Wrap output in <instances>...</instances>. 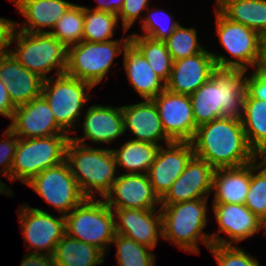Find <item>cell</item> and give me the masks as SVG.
I'll return each instance as SVG.
<instances>
[{
	"instance_id": "25",
	"label": "cell",
	"mask_w": 266,
	"mask_h": 266,
	"mask_svg": "<svg viewBox=\"0 0 266 266\" xmlns=\"http://www.w3.org/2000/svg\"><path fill=\"white\" fill-rule=\"evenodd\" d=\"M251 180V163L214 169L212 203L245 204Z\"/></svg>"
},
{
	"instance_id": "42",
	"label": "cell",
	"mask_w": 266,
	"mask_h": 266,
	"mask_svg": "<svg viewBox=\"0 0 266 266\" xmlns=\"http://www.w3.org/2000/svg\"><path fill=\"white\" fill-rule=\"evenodd\" d=\"M19 266H55V263L52 255L26 252Z\"/></svg>"
},
{
	"instance_id": "38",
	"label": "cell",
	"mask_w": 266,
	"mask_h": 266,
	"mask_svg": "<svg viewBox=\"0 0 266 266\" xmlns=\"http://www.w3.org/2000/svg\"><path fill=\"white\" fill-rule=\"evenodd\" d=\"M208 250L218 266H261L257 258L239 245L213 244Z\"/></svg>"
},
{
	"instance_id": "36",
	"label": "cell",
	"mask_w": 266,
	"mask_h": 266,
	"mask_svg": "<svg viewBox=\"0 0 266 266\" xmlns=\"http://www.w3.org/2000/svg\"><path fill=\"white\" fill-rule=\"evenodd\" d=\"M164 43L173 61L196 55L205 49L198 38L196 27L182 24L177 26Z\"/></svg>"
},
{
	"instance_id": "13",
	"label": "cell",
	"mask_w": 266,
	"mask_h": 266,
	"mask_svg": "<svg viewBox=\"0 0 266 266\" xmlns=\"http://www.w3.org/2000/svg\"><path fill=\"white\" fill-rule=\"evenodd\" d=\"M211 208L218 225V232L210 234L212 245H238L262 230L266 237V224L244 204L212 203ZM221 233L228 237H220Z\"/></svg>"
},
{
	"instance_id": "28",
	"label": "cell",
	"mask_w": 266,
	"mask_h": 266,
	"mask_svg": "<svg viewBox=\"0 0 266 266\" xmlns=\"http://www.w3.org/2000/svg\"><path fill=\"white\" fill-rule=\"evenodd\" d=\"M160 145L134 141L128 138L120 147L111 148L117 169L124 174H147L154 163Z\"/></svg>"
},
{
	"instance_id": "31",
	"label": "cell",
	"mask_w": 266,
	"mask_h": 266,
	"mask_svg": "<svg viewBox=\"0 0 266 266\" xmlns=\"http://www.w3.org/2000/svg\"><path fill=\"white\" fill-rule=\"evenodd\" d=\"M130 43L145 57L153 71L166 83L171 75L173 60L164 41L142 35H130Z\"/></svg>"
},
{
	"instance_id": "39",
	"label": "cell",
	"mask_w": 266,
	"mask_h": 266,
	"mask_svg": "<svg viewBox=\"0 0 266 266\" xmlns=\"http://www.w3.org/2000/svg\"><path fill=\"white\" fill-rule=\"evenodd\" d=\"M150 2L151 0H124L122 8L117 14L124 35L135 25L136 20L140 19L141 23L143 12L148 9Z\"/></svg>"
},
{
	"instance_id": "16",
	"label": "cell",
	"mask_w": 266,
	"mask_h": 266,
	"mask_svg": "<svg viewBox=\"0 0 266 266\" xmlns=\"http://www.w3.org/2000/svg\"><path fill=\"white\" fill-rule=\"evenodd\" d=\"M117 180L104 197L113 209H160L161 199L154 192L147 174H124L118 171Z\"/></svg>"
},
{
	"instance_id": "11",
	"label": "cell",
	"mask_w": 266,
	"mask_h": 266,
	"mask_svg": "<svg viewBox=\"0 0 266 266\" xmlns=\"http://www.w3.org/2000/svg\"><path fill=\"white\" fill-rule=\"evenodd\" d=\"M17 212L26 251L53 255L57 243L66 234L65 216H54L48 210L31 207L27 203L20 205Z\"/></svg>"
},
{
	"instance_id": "21",
	"label": "cell",
	"mask_w": 266,
	"mask_h": 266,
	"mask_svg": "<svg viewBox=\"0 0 266 266\" xmlns=\"http://www.w3.org/2000/svg\"><path fill=\"white\" fill-rule=\"evenodd\" d=\"M124 131L131 133V140L166 145L173 142L165 133L157 106L152 99L121 105Z\"/></svg>"
},
{
	"instance_id": "40",
	"label": "cell",
	"mask_w": 266,
	"mask_h": 266,
	"mask_svg": "<svg viewBox=\"0 0 266 266\" xmlns=\"http://www.w3.org/2000/svg\"><path fill=\"white\" fill-rule=\"evenodd\" d=\"M0 140V174L11 182V168L18 144V137L7 127Z\"/></svg>"
},
{
	"instance_id": "19",
	"label": "cell",
	"mask_w": 266,
	"mask_h": 266,
	"mask_svg": "<svg viewBox=\"0 0 266 266\" xmlns=\"http://www.w3.org/2000/svg\"><path fill=\"white\" fill-rule=\"evenodd\" d=\"M115 232L155 249L162 238L160 209H113Z\"/></svg>"
},
{
	"instance_id": "20",
	"label": "cell",
	"mask_w": 266,
	"mask_h": 266,
	"mask_svg": "<svg viewBox=\"0 0 266 266\" xmlns=\"http://www.w3.org/2000/svg\"><path fill=\"white\" fill-rule=\"evenodd\" d=\"M214 168L205 160L193 156L183 173L174 181L171 188L161 198V205L200 198H209L212 191Z\"/></svg>"
},
{
	"instance_id": "29",
	"label": "cell",
	"mask_w": 266,
	"mask_h": 266,
	"mask_svg": "<svg viewBox=\"0 0 266 266\" xmlns=\"http://www.w3.org/2000/svg\"><path fill=\"white\" fill-rule=\"evenodd\" d=\"M52 256L55 266H99L106 259V255L96 246L67 234L57 243Z\"/></svg>"
},
{
	"instance_id": "3",
	"label": "cell",
	"mask_w": 266,
	"mask_h": 266,
	"mask_svg": "<svg viewBox=\"0 0 266 266\" xmlns=\"http://www.w3.org/2000/svg\"><path fill=\"white\" fill-rule=\"evenodd\" d=\"M209 198L160 205L162 238L188 254H199L200 243L207 249L212 246L211 233L204 231L208 225Z\"/></svg>"
},
{
	"instance_id": "33",
	"label": "cell",
	"mask_w": 266,
	"mask_h": 266,
	"mask_svg": "<svg viewBox=\"0 0 266 266\" xmlns=\"http://www.w3.org/2000/svg\"><path fill=\"white\" fill-rule=\"evenodd\" d=\"M116 245L117 266H156L153 249L135 242L123 235L116 234L111 246Z\"/></svg>"
},
{
	"instance_id": "48",
	"label": "cell",
	"mask_w": 266,
	"mask_h": 266,
	"mask_svg": "<svg viewBox=\"0 0 266 266\" xmlns=\"http://www.w3.org/2000/svg\"><path fill=\"white\" fill-rule=\"evenodd\" d=\"M257 159L266 166V147L257 155Z\"/></svg>"
},
{
	"instance_id": "4",
	"label": "cell",
	"mask_w": 266,
	"mask_h": 266,
	"mask_svg": "<svg viewBox=\"0 0 266 266\" xmlns=\"http://www.w3.org/2000/svg\"><path fill=\"white\" fill-rule=\"evenodd\" d=\"M65 160L85 198L104 199L117 180L119 169L111 148L85 146L69 139Z\"/></svg>"
},
{
	"instance_id": "14",
	"label": "cell",
	"mask_w": 266,
	"mask_h": 266,
	"mask_svg": "<svg viewBox=\"0 0 266 266\" xmlns=\"http://www.w3.org/2000/svg\"><path fill=\"white\" fill-rule=\"evenodd\" d=\"M83 121L77 127L83 128L81 136H72L70 139L85 145L92 146L86 143L90 140L92 144H113L122 136H125L124 119L122 114V107L93 104L85 110L84 115L81 116Z\"/></svg>"
},
{
	"instance_id": "43",
	"label": "cell",
	"mask_w": 266,
	"mask_h": 266,
	"mask_svg": "<svg viewBox=\"0 0 266 266\" xmlns=\"http://www.w3.org/2000/svg\"><path fill=\"white\" fill-rule=\"evenodd\" d=\"M15 109L16 107L9 97L7 86L0 79V115L11 120Z\"/></svg>"
},
{
	"instance_id": "6",
	"label": "cell",
	"mask_w": 266,
	"mask_h": 266,
	"mask_svg": "<svg viewBox=\"0 0 266 266\" xmlns=\"http://www.w3.org/2000/svg\"><path fill=\"white\" fill-rule=\"evenodd\" d=\"M215 35L226 54H211L217 69L253 70L260 59L262 37L253 29L226 18L216 7ZM227 55V56H226ZM229 56V57H228ZM231 56V57H230Z\"/></svg>"
},
{
	"instance_id": "32",
	"label": "cell",
	"mask_w": 266,
	"mask_h": 266,
	"mask_svg": "<svg viewBox=\"0 0 266 266\" xmlns=\"http://www.w3.org/2000/svg\"><path fill=\"white\" fill-rule=\"evenodd\" d=\"M120 26L116 14L92 10L84 5L83 41H111L115 37V30Z\"/></svg>"
},
{
	"instance_id": "24",
	"label": "cell",
	"mask_w": 266,
	"mask_h": 266,
	"mask_svg": "<svg viewBox=\"0 0 266 266\" xmlns=\"http://www.w3.org/2000/svg\"><path fill=\"white\" fill-rule=\"evenodd\" d=\"M10 1L26 21H14V28L28 33H50L61 16L74 4L66 0Z\"/></svg>"
},
{
	"instance_id": "18",
	"label": "cell",
	"mask_w": 266,
	"mask_h": 266,
	"mask_svg": "<svg viewBox=\"0 0 266 266\" xmlns=\"http://www.w3.org/2000/svg\"><path fill=\"white\" fill-rule=\"evenodd\" d=\"M8 128L18 138H38L67 134L56 122L50 106L40 96L16 107Z\"/></svg>"
},
{
	"instance_id": "12",
	"label": "cell",
	"mask_w": 266,
	"mask_h": 266,
	"mask_svg": "<svg viewBox=\"0 0 266 266\" xmlns=\"http://www.w3.org/2000/svg\"><path fill=\"white\" fill-rule=\"evenodd\" d=\"M26 185L64 216L85 199L66 160L41 171Z\"/></svg>"
},
{
	"instance_id": "44",
	"label": "cell",
	"mask_w": 266,
	"mask_h": 266,
	"mask_svg": "<svg viewBox=\"0 0 266 266\" xmlns=\"http://www.w3.org/2000/svg\"><path fill=\"white\" fill-rule=\"evenodd\" d=\"M14 20L0 17V54L8 52L9 38L14 27Z\"/></svg>"
},
{
	"instance_id": "35",
	"label": "cell",
	"mask_w": 266,
	"mask_h": 266,
	"mask_svg": "<svg viewBox=\"0 0 266 266\" xmlns=\"http://www.w3.org/2000/svg\"><path fill=\"white\" fill-rule=\"evenodd\" d=\"M144 14L140 24L142 33L133 31L130 35H142L154 40L165 41L180 24L170 12L154 5L148 7Z\"/></svg>"
},
{
	"instance_id": "7",
	"label": "cell",
	"mask_w": 266,
	"mask_h": 266,
	"mask_svg": "<svg viewBox=\"0 0 266 266\" xmlns=\"http://www.w3.org/2000/svg\"><path fill=\"white\" fill-rule=\"evenodd\" d=\"M130 44V35L107 42L81 41L67 48V66L65 73L69 76L90 83L94 88L114 65V59L123 54Z\"/></svg>"
},
{
	"instance_id": "30",
	"label": "cell",
	"mask_w": 266,
	"mask_h": 266,
	"mask_svg": "<svg viewBox=\"0 0 266 266\" xmlns=\"http://www.w3.org/2000/svg\"><path fill=\"white\" fill-rule=\"evenodd\" d=\"M240 119L247 142L258 155L266 147V101L247 93Z\"/></svg>"
},
{
	"instance_id": "41",
	"label": "cell",
	"mask_w": 266,
	"mask_h": 266,
	"mask_svg": "<svg viewBox=\"0 0 266 266\" xmlns=\"http://www.w3.org/2000/svg\"><path fill=\"white\" fill-rule=\"evenodd\" d=\"M246 72L247 93L252 98L266 101V72H260L256 68Z\"/></svg>"
},
{
	"instance_id": "37",
	"label": "cell",
	"mask_w": 266,
	"mask_h": 266,
	"mask_svg": "<svg viewBox=\"0 0 266 266\" xmlns=\"http://www.w3.org/2000/svg\"><path fill=\"white\" fill-rule=\"evenodd\" d=\"M244 205L266 224V166L258 159L251 162V180Z\"/></svg>"
},
{
	"instance_id": "8",
	"label": "cell",
	"mask_w": 266,
	"mask_h": 266,
	"mask_svg": "<svg viewBox=\"0 0 266 266\" xmlns=\"http://www.w3.org/2000/svg\"><path fill=\"white\" fill-rule=\"evenodd\" d=\"M92 89L94 87L90 83L66 73L44 80L41 96L50 106L57 124L69 136L77 132L84 107L91 100Z\"/></svg>"
},
{
	"instance_id": "17",
	"label": "cell",
	"mask_w": 266,
	"mask_h": 266,
	"mask_svg": "<svg viewBox=\"0 0 266 266\" xmlns=\"http://www.w3.org/2000/svg\"><path fill=\"white\" fill-rule=\"evenodd\" d=\"M194 156L191 142H171L160 146L154 163L147 172L154 192L161 199L183 173Z\"/></svg>"
},
{
	"instance_id": "15",
	"label": "cell",
	"mask_w": 266,
	"mask_h": 266,
	"mask_svg": "<svg viewBox=\"0 0 266 266\" xmlns=\"http://www.w3.org/2000/svg\"><path fill=\"white\" fill-rule=\"evenodd\" d=\"M166 135L175 142H191L197 130L189 95L166 88L152 99Z\"/></svg>"
},
{
	"instance_id": "27",
	"label": "cell",
	"mask_w": 266,
	"mask_h": 266,
	"mask_svg": "<svg viewBox=\"0 0 266 266\" xmlns=\"http://www.w3.org/2000/svg\"><path fill=\"white\" fill-rule=\"evenodd\" d=\"M214 7L230 21L266 36V0H215Z\"/></svg>"
},
{
	"instance_id": "10",
	"label": "cell",
	"mask_w": 266,
	"mask_h": 266,
	"mask_svg": "<svg viewBox=\"0 0 266 266\" xmlns=\"http://www.w3.org/2000/svg\"><path fill=\"white\" fill-rule=\"evenodd\" d=\"M68 134L38 138H18L11 168V182L27 184L41 171L65 161Z\"/></svg>"
},
{
	"instance_id": "22",
	"label": "cell",
	"mask_w": 266,
	"mask_h": 266,
	"mask_svg": "<svg viewBox=\"0 0 266 266\" xmlns=\"http://www.w3.org/2000/svg\"><path fill=\"white\" fill-rule=\"evenodd\" d=\"M211 52L201 53L173 61L171 75L165 88L176 94L191 95L203 85L216 70Z\"/></svg>"
},
{
	"instance_id": "47",
	"label": "cell",
	"mask_w": 266,
	"mask_h": 266,
	"mask_svg": "<svg viewBox=\"0 0 266 266\" xmlns=\"http://www.w3.org/2000/svg\"><path fill=\"white\" fill-rule=\"evenodd\" d=\"M12 192L13 191H11V188L8 187V185L4 183L2 179L0 178V194L13 197L15 194Z\"/></svg>"
},
{
	"instance_id": "5",
	"label": "cell",
	"mask_w": 266,
	"mask_h": 266,
	"mask_svg": "<svg viewBox=\"0 0 266 266\" xmlns=\"http://www.w3.org/2000/svg\"><path fill=\"white\" fill-rule=\"evenodd\" d=\"M8 51L22 66L44 80L51 77L52 71L56 70L52 76L66 71L67 48L50 33H28L13 27Z\"/></svg>"
},
{
	"instance_id": "9",
	"label": "cell",
	"mask_w": 266,
	"mask_h": 266,
	"mask_svg": "<svg viewBox=\"0 0 266 266\" xmlns=\"http://www.w3.org/2000/svg\"><path fill=\"white\" fill-rule=\"evenodd\" d=\"M65 230L68 236L96 246L107 257L116 235L113 210L104 199L85 198L65 215Z\"/></svg>"
},
{
	"instance_id": "26",
	"label": "cell",
	"mask_w": 266,
	"mask_h": 266,
	"mask_svg": "<svg viewBox=\"0 0 266 266\" xmlns=\"http://www.w3.org/2000/svg\"><path fill=\"white\" fill-rule=\"evenodd\" d=\"M122 65L128 81L141 99H153L165 89V82L131 43L123 53Z\"/></svg>"
},
{
	"instance_id": "46",
	"label": "cell",
	"mask_w": 266,
	"mask_h": 266,
	"mask_svg": "<svg viewBox=\"0 0 266 266\" xmlns=\"http://www.w3.org/2000/svg\"><path fill=\"white\" fill-rule=\"evenodd\" d=\"M256 69L260 72H266V36L261 39L260 59Z\"/></svg>"
},
{
	"instance_id": "1",
	"label": "cell",
	"mask_w": 266,
	"mask_h": 266,
	"mask_svg": "<svg viewBox=\"0 0 266 266\" xmlns=\"http://www.w3.org/2000/svg\"><path fill=\"white\" fill-rule=\"evenodd\" d=\"M191 143L194 156L214 169L238 167L257 159L240 118L222 117L198 126Z\"/></svg>"
},
{
	"instance_id": "2",
	"label": "cell",
	"mask_w": 266,
	"mask_h": 266,
	"mask_svg": "<svg viewBox=\"0 0 266 266\" xmlns=\"http://www.w3.org/2000/svg\"><path fill=\"white\" fill-rule=\"evenodd\" d=\"M246 70L216 69L190 96L196 126L222 117L240 118L247 94Z\"/></svg>"
},
{
	"instance_id": "23",
	"label": "cell",
	"mask_w": 266,
	"mask_h": 266,
	"mask_svg": "<svg viewBox=\"0 0 266 266\" xmlns=\"http://www.w3.org/2000/svg\"><path fill=\"white\" fill-rule=\"evenodd\" d=\"M0 79L15 107L41 96L44 79L22 66L9 51L0 54Z\"/></svg>"
},
{
	"instance_id": "34",
	"label": "cell",
	"mask_w": 266,
	"mask_h": 266,
	"mask_svg": "<svg viewBox=\"0 0 266 266\" xmlns=\"http://www.w3.org/2000/svg\"><path fill=\"white\" fill-rule=\"evenodd\" d=\"M84 5L73 4L50 32L66 48L83 40Z\"/></svg>"
},
{
	"instance_id": "45",
	"label": "cell",
	"mask_w": 266,
	"mask_h": 266,
	"mask_svg": "<svg viewBox=\"0 0 266 266\" xmlns=\"http://www.w3.org/2000/svg\"><path fill=\"white\" fill-rule=\"evenodd\" d=\"M97 4L94 8L87 6L92 10H100L105 12H110L113 14H118L122 8L124 0H94Z\"/></svg>"
}]
</instances>
